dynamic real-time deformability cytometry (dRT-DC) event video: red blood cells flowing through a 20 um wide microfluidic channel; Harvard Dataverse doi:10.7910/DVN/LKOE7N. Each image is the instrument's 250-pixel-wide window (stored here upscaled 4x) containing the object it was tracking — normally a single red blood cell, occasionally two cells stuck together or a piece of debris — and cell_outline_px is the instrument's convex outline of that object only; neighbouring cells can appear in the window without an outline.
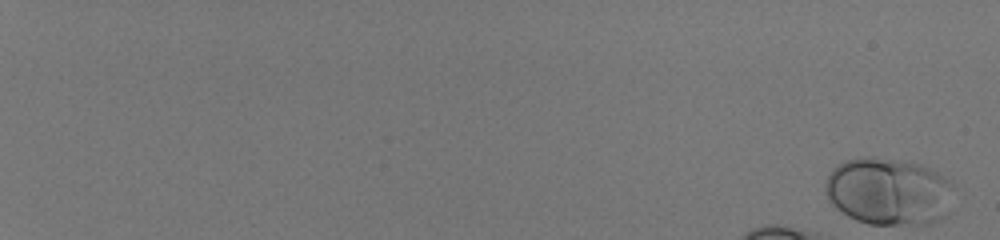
{"species": "human", "species_latin": "Homo sapiens", "temperature_condition": "room temperature", "stored_images_in_passage": 23, "camera_frame_rate_fps": 3000, "um_per_image_px": 0.085, "donor": {"sex": "male"}, "frame": {"image": 1, "passage_image": 1, "time_ms": 0.0, "image_size_px": [1000, 240], "cell_outline_px": [[952, 184], [948, 212], [944, 216], [928, 224], [868, 224], [856, 220], [848, 216], [832, 204], [828, 200], [824, 192], [824, 184], [832, 168], [848, 160], [860, 156], [872, 156], [900, 160], [920, 164], [936, 172], [948, 180]], "centroid_in_image_um": [75.48, 16.26], "position_along_channel_um": 9.5, "area_um2": 50.4}}